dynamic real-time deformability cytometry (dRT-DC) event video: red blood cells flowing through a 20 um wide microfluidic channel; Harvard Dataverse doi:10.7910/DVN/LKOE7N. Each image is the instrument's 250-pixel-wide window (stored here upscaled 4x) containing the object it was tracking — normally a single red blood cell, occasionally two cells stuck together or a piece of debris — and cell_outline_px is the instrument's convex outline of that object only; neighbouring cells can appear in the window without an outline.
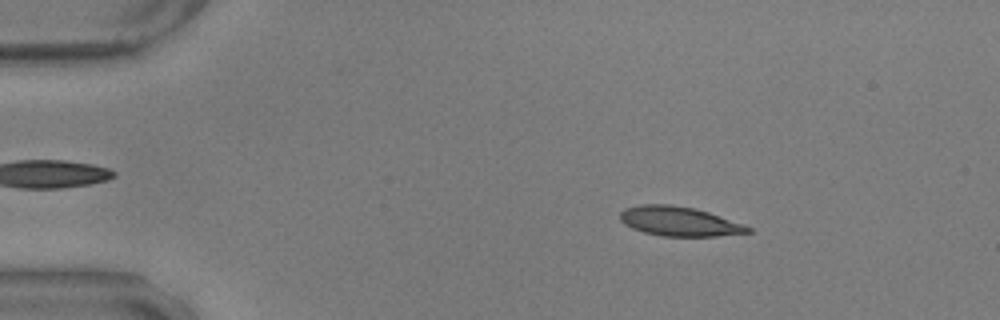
{"species": "common noctule bat (a hibernating species)", "species_latin": "Nyctalus noctula", "temperature_condition": "warm", "stored_images_in_passage": 57, "camera_frame_rate_fps": 3000, "um_per_image_px": 0.085, "animal": {"sex": "male", "body_mass_g": 17.9, "forearm_length_mm": 54.2}, "frame": {"image": 1, "passage_image": 9, "time_ms": 2.667, "image_size_px": [1000, 320], "cell_outline_px": [[752, 232], [716, 236], [660, 236], [644, 232], [632, 228], [624, 224], [620, 220], [620, 212], [624, 208], [640, 204], [672, 204], [696, 208], [744, 224], [752, 228]], "centroid_in_image_um": [57.72, 18.81], "position_along_channel_um": 27.3, "area_um2": 22.08}}
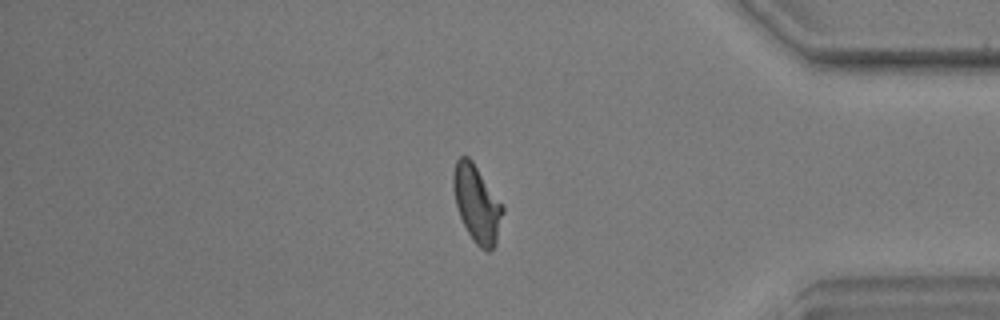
{"frame": {"image": 2, "passage_image": 48, "time_ms": 15.667, "image_size_px": [1000, 320], "cell_outline_px": [[504, 212], [496, 244], [488, 252], [484, 252], [472, 240], [460, 216], [456, 204], [452, 188], [452, 172], [456, 160], [460, 156], [468, 156], [472, 160], [504, 204]], "centroid_in_image_um": [40.55, 17.31], "position_along_channel_um": 394.7, "area_um2": 22.6}}
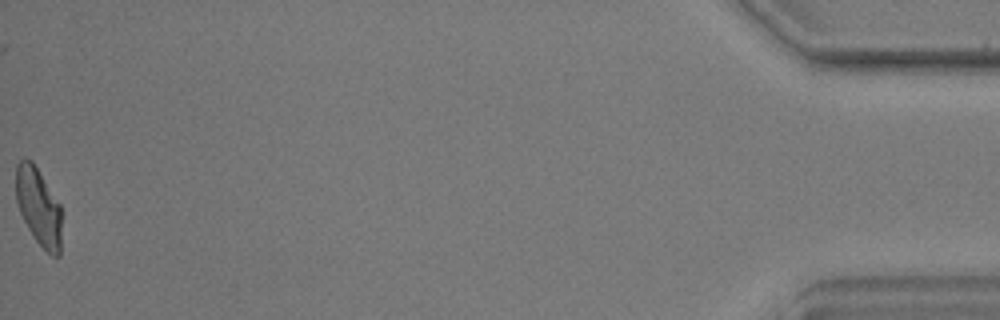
{"frame": {"image": 3, "passage_image": 57, "time_ms": 18.667, "image_size_px": [1000, 320], "cell_outline_px": [[60, 256], [52, 256], [36, 240], [28, 228], [20, 212], [16, 200], [16, 164], [20, 160], [32, 160], [60, 204]], "centroid_in_image_um": [3.27, 17.55], "position_along_channel_um": 431.9, "area_um2": 20.29}, "authors_computed_cell_mechanics": {"area_um2": 21.7328, "velocity_mm_per_s": 3.5314, "shape_relaxation_time_tau1_ms": null, "shape_relaxation_time_tau2_ms": 2.1627, "deformation_change_tau1": null, "deformation_change_tau2": 0.0933}}